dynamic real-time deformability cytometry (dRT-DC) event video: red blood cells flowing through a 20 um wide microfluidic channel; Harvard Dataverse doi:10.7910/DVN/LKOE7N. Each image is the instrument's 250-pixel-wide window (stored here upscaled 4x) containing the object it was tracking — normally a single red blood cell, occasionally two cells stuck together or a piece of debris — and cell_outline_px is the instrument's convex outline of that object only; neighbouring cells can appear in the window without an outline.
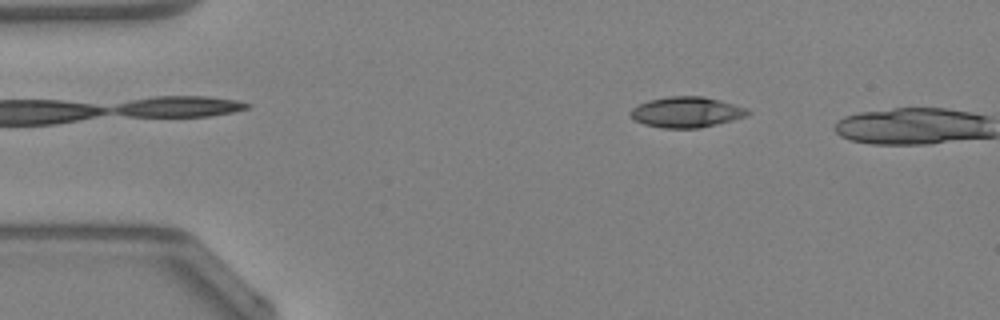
{"species": "Egyptian fruit bat (a non-hibernating species)", "species_latin": "Rousettus aegyptiacus", "temperature_condition": "warm", "stored_images_in_passage": 8, "camera_frame_rate_fps": 3000, "um_per_image_px": 0.085, "animal": {"sex": "female"}, "frame": {"image": 1, "passage_image": 7, "time_ms": 2.0, "image_size_px": [1000, 320], "cell_outline_px": [[752, 112], [748, 116], [700, 128], [660, 128], [644, 124], [636, 120], [628, 112], [632, 108], [648, 100], [672, 96], [704, 96], [720, 100], [748, 108]], "centroid_in_image_um": [58.38, 9.53], "position_along_channel_um": 26.6, "area_um2": 20.98}}